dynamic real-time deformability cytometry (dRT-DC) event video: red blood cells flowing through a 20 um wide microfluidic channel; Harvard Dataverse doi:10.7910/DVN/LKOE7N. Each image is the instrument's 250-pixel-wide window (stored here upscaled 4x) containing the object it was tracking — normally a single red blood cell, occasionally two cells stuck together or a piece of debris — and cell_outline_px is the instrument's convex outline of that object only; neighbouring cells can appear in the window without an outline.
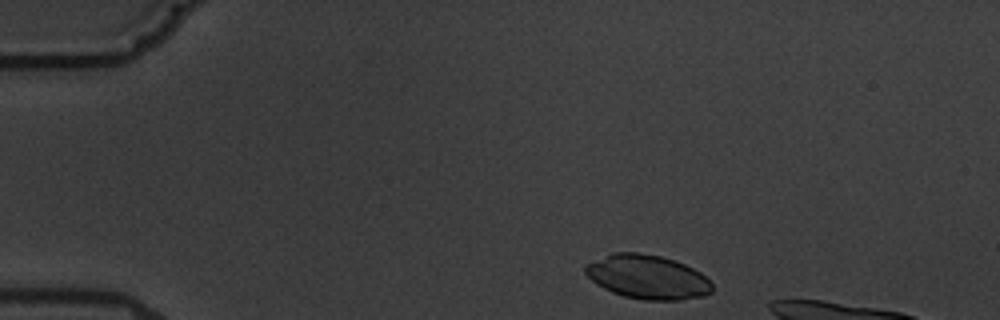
{"species": "common noctule bat (a hibernating species)", "species_latin": "Nyctalus noctula", "temperature_condition": "warm", "stored_images_in_passage": 3, "camera_frame_rate_fps": 3000, "um_per_image_px": 0.085, "animal": {"sex": "male", "body_mass_g": 19.5, "forearm_length_mm": 54.6}, "frame": {"image": 1, "passage_image": 1, "time_ms": 0.0, "image_size_px": [1000, 320], "cell_outline_px": [[712, 292], [704, 296], [680, 300], [644, 300], [624, 296], [612, 292], [596, 284], [584, 272], [584, 264], [612, 252], [636, 252], [660, 256], [676, 260], [700, 272], [712, 284]], "centroid_in_image_um": [55.01, 23.54], "position_along_channel_um": 30.0, "area_um2": 32.66}}